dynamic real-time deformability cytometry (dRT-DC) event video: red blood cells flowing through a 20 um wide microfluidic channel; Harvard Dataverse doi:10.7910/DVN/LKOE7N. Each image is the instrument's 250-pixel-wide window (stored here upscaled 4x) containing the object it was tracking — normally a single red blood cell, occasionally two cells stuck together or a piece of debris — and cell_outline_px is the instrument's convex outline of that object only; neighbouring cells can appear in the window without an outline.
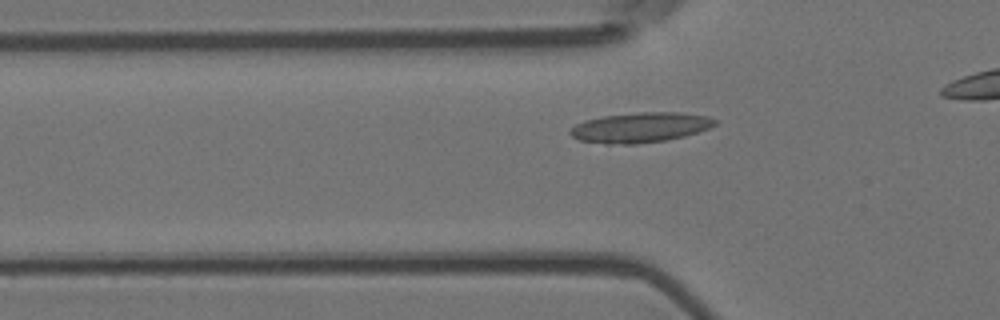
{"species": "Egyptian fruit bat (a non-hibernating species)", "species_latin": "Rousettus aegyptiacus", "temperature_condition": "room temperature", "stored_images_in_passage": 21, "camera_frame_rate_fps": 3000, "um_per_image_px": 0.085, "animal": {"sex": "female"}, "frame": {"image": 1, "passage_image": 11, "time_ms": 3.333, "image_size_px": [1000, 320], "cell_outline_px": [[716, 124], [708, 128], [684, 136], [664, 140], [636, 144], [604, 144], [580, 140], [572, 136], [568, 132], [576, 124], [584, 120], [604, 116], [640, 112], [680, 112], [708, 116], [716, 120]], "centroid_in_image_um": [54.4, 10.83], "position_along_channel_um": 71.4, "area_um2": 25.2}}
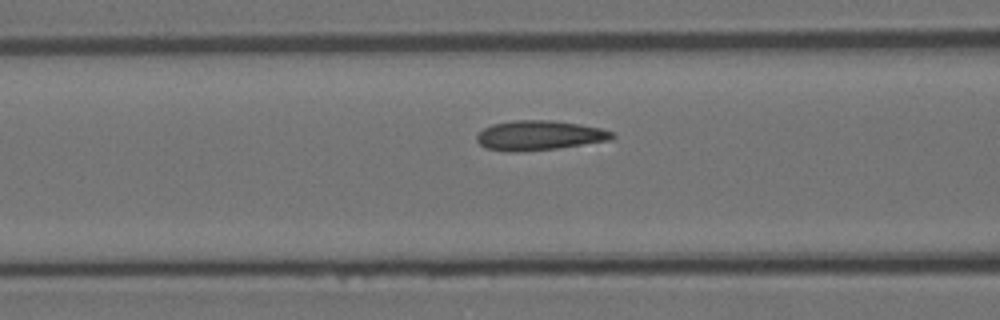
{"frame": {"image": 2, "passage_image": 15, "time_ms": 4.667, "image_size_px": [1000, 320], "cell_outline_px": [[616, 136], [612, 140], [560, 148], [516, 152], [508, 152], [484, 148], [476, 140], [476, 136], [484, 128], [492, 124], [516, 120], [552, 120], [580, 124], [600, 128], [616, 132]], "centroid_in_image_um": [45.87, 11.52], "position_along_channel_um": 120.7, "area_um2": 23.7}}
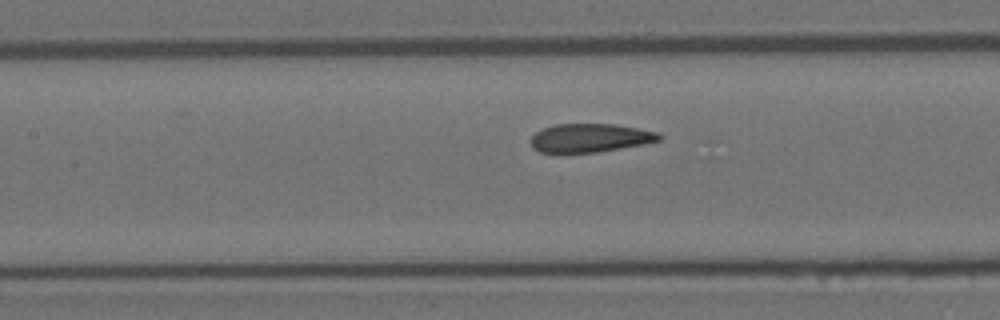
{"frame": {"image": 3, "passage_image": 18, "time_ms": 5.667, "image_size_px": [1000, 320], "cell_outline_px": [[664, 136], [660, 140], [644, 144], [596, 152], [540, 152], [532, 148], [532, 136], [536, 132], [544, 128], [556, 124], [616, 124], [656, 132]], "centroid_in_image_um": [50.17, 11.72], "position_along_channel_um": 157.2, "area_um2": 21.1}}